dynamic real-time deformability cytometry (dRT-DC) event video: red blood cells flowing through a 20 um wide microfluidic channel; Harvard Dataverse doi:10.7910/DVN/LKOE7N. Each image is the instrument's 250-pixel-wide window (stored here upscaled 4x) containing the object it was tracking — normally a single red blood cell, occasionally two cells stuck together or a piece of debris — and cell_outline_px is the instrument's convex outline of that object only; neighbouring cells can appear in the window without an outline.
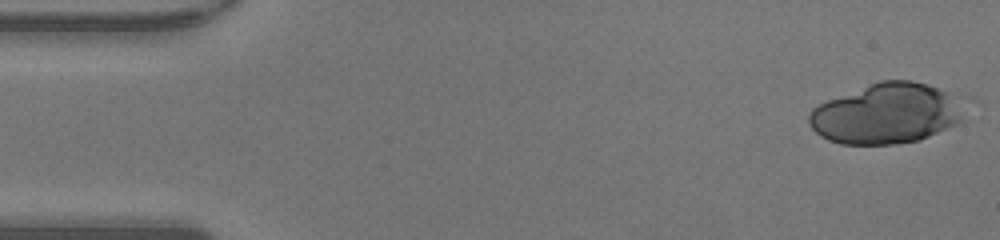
{"species": "human", "species_latin": "Homo sapiens", "temperature_condition": "warm", "stored_images_in_passage": 46, "camera_frame_rate_fps": 3000, "um_per_image_px": 0.085, "donor": {"sex": "male"}, "frame": {"image": 1, "passage_image": 1, "time_ms": 0.0, "image_size_px": [1000, 240], "cell_outline_px": [[960, 124], [920, 140], [896, 144], [840, 144], [828, 140], [820, 136], [808, 124], [808, 116], [812, 108], [828, 100], [880, 80], [912, 80], [928, 84], [952, 96], [960, 116]], "centroid_in_image_um": [75.25, 9.68], "position_along_channel_um": 9.7, "area_um2": 53.81}}
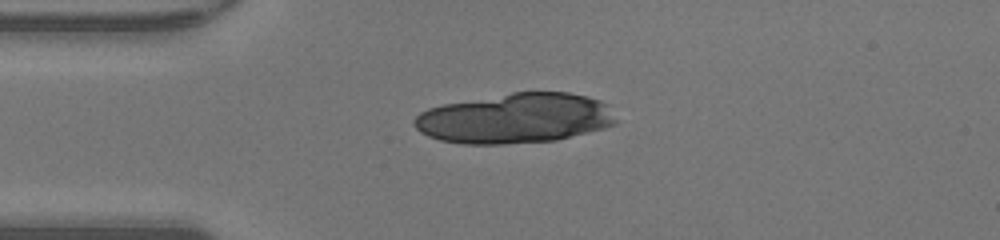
{"frame": {"image": 2, "passage_image": 11, "time_ms": 3.333, "image_size_px": [1000, 240], "cell_outline_px": [[616, 124], [604, 128], [556, 140], [504, 144], [464, 144], [440, 140], [428, 136], [420, 132], [412, 124], [412, 120], [420, 112], [428, 108], [444, 104], [512, 92], [568, 92], [588, 96], [600, 100], [608, 104], [616, 120]], "centroid_in_image_um": [43.78, 10.05], "position_along_channel_um": 41.2, "area_um2": 58.96}}